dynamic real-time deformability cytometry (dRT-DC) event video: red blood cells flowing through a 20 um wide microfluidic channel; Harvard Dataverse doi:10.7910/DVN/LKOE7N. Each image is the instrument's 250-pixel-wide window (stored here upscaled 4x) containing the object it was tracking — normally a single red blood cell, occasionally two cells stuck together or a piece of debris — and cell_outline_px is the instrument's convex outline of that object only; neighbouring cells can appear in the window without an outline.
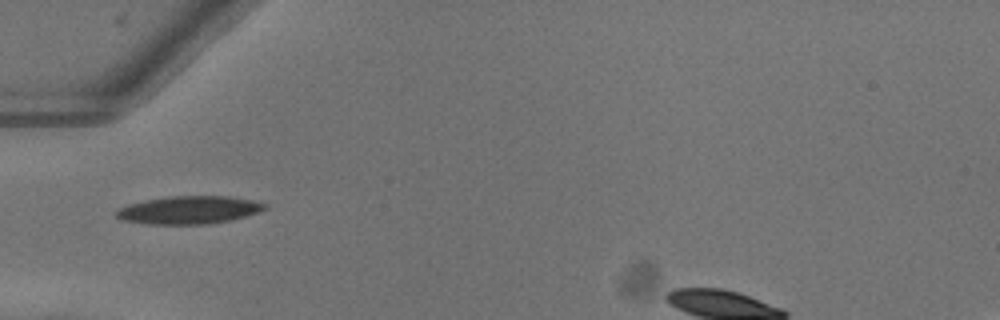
{"species": "common noctule bat (a hibernating species)", "species_latin": "Nyctalus noctula", "temperature_condition": "warm", "stored_images_in_passage": 32, "camera_frame_rate_fps": 3000, "um_per_image_px": 0.085, "animal": {"sex": "female"}, "frame": {"image": 1, "passage_image": 1, "time_ms": 0.0, "image_size_px": [1000, 320], "cell_outline_px": [[268, 208], [260, 212], [228, 220], [208, 224], [148, 224], [124, 220], [116, 216], [116, 212], [120, 208], [128, 204], [144, 200], [168, 196], [228, 196], [268, 204]], "centroid_in_image_um": [16.07, 17.84], "position_along_channel_um": 68.9, "area_um2": 23.93}}
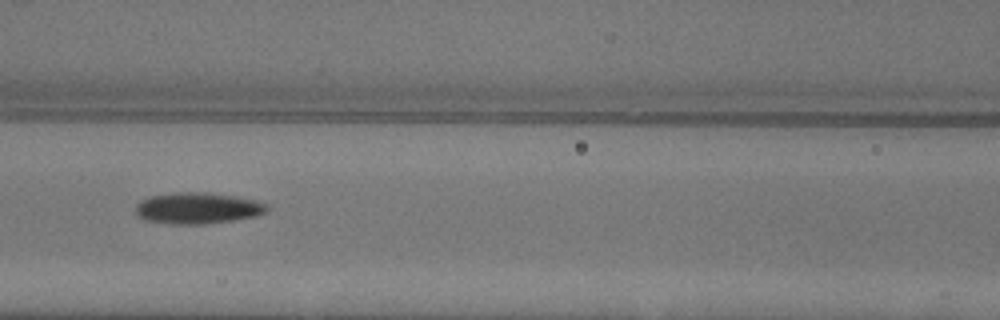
{"frame": {"image": 2, "passage_image": 7, "time_ms": 2.0, "image_size_px": [1000, 320], "cell_outline_px": [[268, 212], [256, 216], [232, 220], [200, 224], [168, 224], [144, 220], [136, 216], [136, 204], [140, 200], [148, 196], [172, 192], [212, 192], [236, 196], [256, 200], [268, 204]], "centroid_in_image_um": [16.78, 17.68], "position_along_channel_um": 149.8, "area_um2": 24.39}}
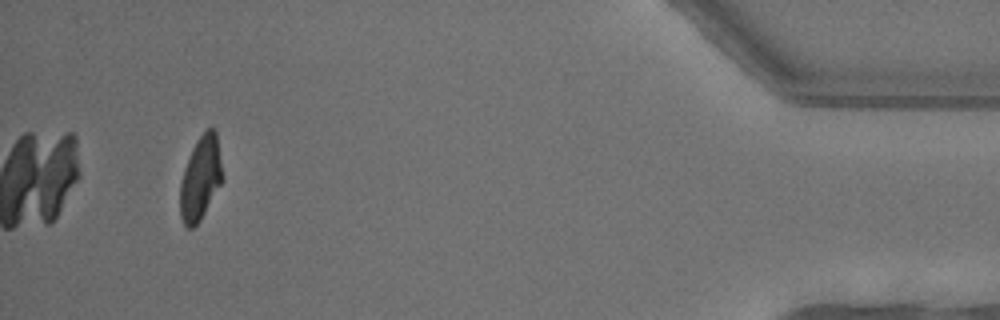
{"frame": {"image": 3, "passage_image": 32, "time_ms": 10.333, "image_size_px": [1000, 320], "cell_outline_px": [[224, 180], [200, 220], [192, 228], [188, 228], [184, 224], [180, 216], [180, 184], [184, 168], [192, 148], [196, 140], [208, 128], [212, 128], [216, 132], [224, 176]], "centroid_in_image_um": [17.06, 15.15], "position_along_channel_um": 418.1, "area_um2": 20.75}, "authors_computed_cell_mechanics": {"area_um2": 23.2067, "velocity_mm_per_s": 4.0484, "shape_relaxation_time_tau1_ms": 5.1855, "shape_relaxation_time_tau2_ms": 4.5083, "deformation_change_tau1": 0.1806, "deformation_change_tau2": 0.1186}}